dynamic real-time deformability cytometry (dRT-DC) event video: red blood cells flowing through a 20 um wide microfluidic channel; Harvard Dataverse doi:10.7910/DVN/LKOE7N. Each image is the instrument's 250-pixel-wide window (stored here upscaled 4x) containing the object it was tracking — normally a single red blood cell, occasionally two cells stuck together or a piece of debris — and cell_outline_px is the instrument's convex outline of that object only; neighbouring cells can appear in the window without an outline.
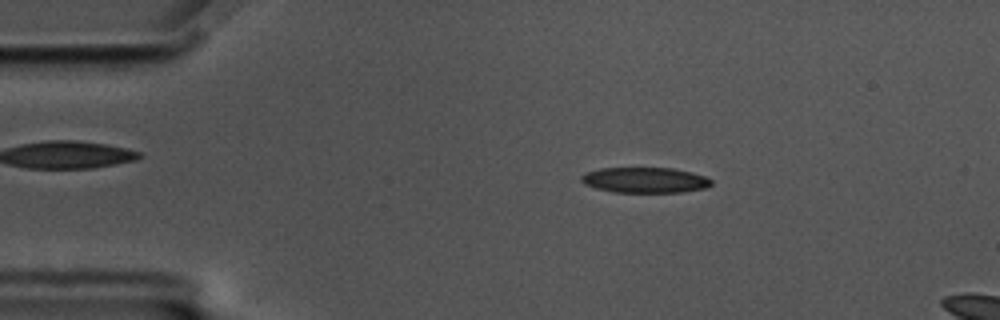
{"species": "common noctule bat (a hibernating species)", "species_latin": "Nyctalus noctula", "temperature_condition": "cold", "stored_images_in_passage": 16, "camera_frame_rate_fps": 3000, "um_per_image_px": 0.085, "animal": {"sex": "male", "body_mass_g": 17.5, "forearm_length_mm": 52.3}, "frame": {"image": 1, "passage_image": 10, "time_ms": 3.0, "image_size_px": [1000, 320], "cell_outline_px": [[712, 184], [708, 188], [680, 192], [612, 192], [596, 188], [584, 184], [580, 180], [580, 176], [584, 172], [600, 168], [672, 168], [692, 172], [704, 176], [712, 180]], "centroid_in_image_um": [54.8, 15.3], "position_along_channel_um": 30.2, "area_um2": 19.48}}